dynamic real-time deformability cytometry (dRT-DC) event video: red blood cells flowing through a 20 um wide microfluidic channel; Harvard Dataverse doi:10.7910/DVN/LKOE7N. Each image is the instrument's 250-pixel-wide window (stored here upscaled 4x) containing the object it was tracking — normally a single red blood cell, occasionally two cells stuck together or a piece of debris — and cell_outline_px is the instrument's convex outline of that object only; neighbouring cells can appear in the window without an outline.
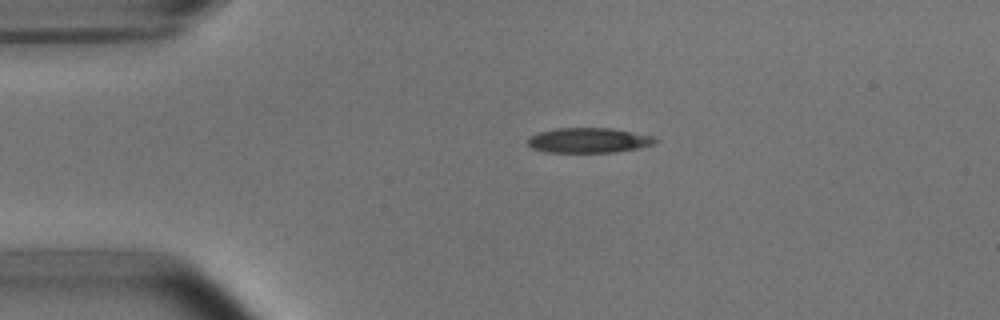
{"species": "common noctule bat (a hibernating species)", "species_latin": "Nyctalus noctula", "temperature_condition": "room temperature", "stored_images_in_passage": 2, "camera_frame_rate_fps": 3000, "um_per_image_px": 0.085, "animal": {"sex": "male", "body_mass_g": 15.6}, "frame": {"image": 1, "passage_image": 1, "time_ms": 0.0, "image_size_px": [1000, 320], "cell_outline_px": [[660, 140], [656, 144], [640, 148], [616, 152], [548, 152], [532, 148], [528, 144], [528, 136], [540, 132], [556, 128], [612, 128], [656, 136]], "centroid_in_image_um": [50.12, 11.92], "position_along_channel_um": 34.9, "area_um2": 18.84}}